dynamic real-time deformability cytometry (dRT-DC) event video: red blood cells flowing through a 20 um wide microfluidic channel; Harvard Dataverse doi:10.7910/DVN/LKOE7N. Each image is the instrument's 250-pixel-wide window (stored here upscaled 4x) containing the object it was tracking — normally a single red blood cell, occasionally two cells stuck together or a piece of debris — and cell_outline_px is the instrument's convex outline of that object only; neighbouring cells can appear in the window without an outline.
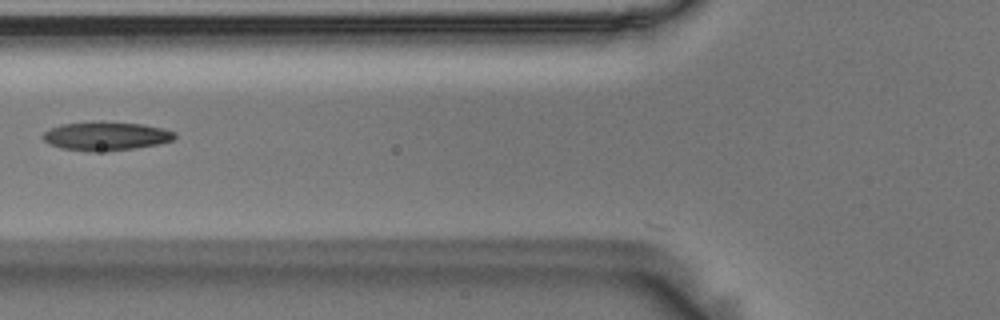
{"species": "Egyptian fruit bat (a non-hibernating species)", "species_latin": "Rousettus aegyptiacus", "temperature_condition": "room temperature", "stored_images_in_passage": 36, "camera_frame_rate_fps": 3000, "um_per_image_px": 0.085, "animal": {"sex": "male"}, "frame": {"image": 1, "passage_image": 2, "time_ms": 0.333, "image_size_px": [1000, 320], "cell_outline_px": [[176, 136], [172, 140], [156, 144], [132, 148], [92, 152], [60, 148], [48, 144], [44, 140], [44, 132], [60, 124], [144, 124], [164, 128], [176, 132]], "centroid_in_image_um": [9.02, 11.6], "position_along_channel_um": 116.8, "area_um2": 20.98}}
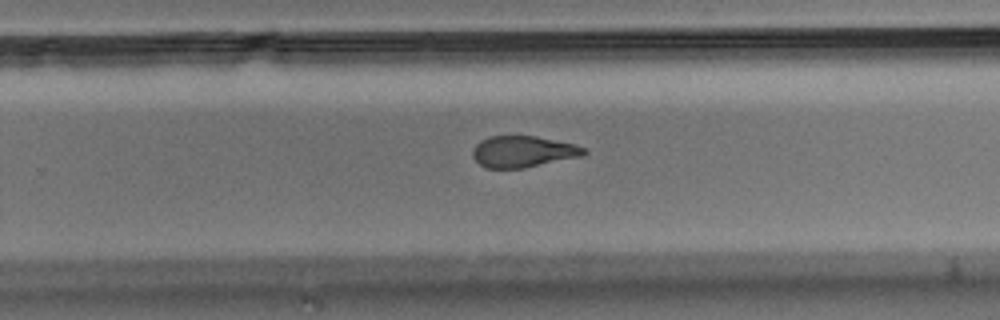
{"frame": {"image": 2, "passage_image": 16, "time_ms": 5.0, "image_size_px": [1000, 320], "cell_outline_px": [[588, 152], [584, 156], [524, 168], [488, 168], [480, 164], [472, 156], [472, 152], [476, 144], [480, 140], [488, 136], [536, 136], [572, 144], [584, 148]], "centroid_in_image_um": [44.45, 12.89], "position_along_channel_um": 285.3, "area_um2": 20.29}}
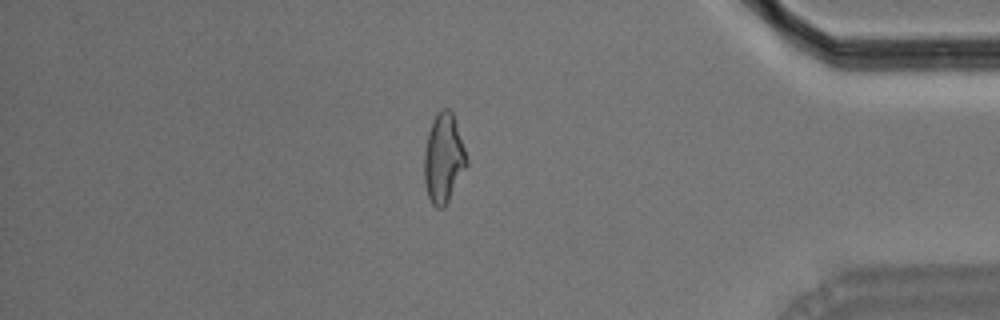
{"frame": {"image": 3, "passage_image": 28, "time_ms": 9.0, "image_size_px": [1000, 320], "cell_outline_px": [[468, 164], [444, 208], [436, 208], [432, 204], [428, 196], [424, 180], [424, 152], [428, 132], [432, 120], [440, 108], [448, 108], [452, 112], [468, 160]], "centroid_in_image_um": [37.69, 13.45], "position_along_channel_um": 397.5, "area_um2": 21.96}, "authors_computed_cell_mechanics": {"area_um2": 21.386, "velocity_mm_per_s": 3.6055, "shape_relaxation_time_tau1_ms": 7.5478, "shape_relaxation_time_tau2_ms": 1.4508, "deformation_change_tau1": 0.2079, "deformation_change_tau2": 0.0644}}